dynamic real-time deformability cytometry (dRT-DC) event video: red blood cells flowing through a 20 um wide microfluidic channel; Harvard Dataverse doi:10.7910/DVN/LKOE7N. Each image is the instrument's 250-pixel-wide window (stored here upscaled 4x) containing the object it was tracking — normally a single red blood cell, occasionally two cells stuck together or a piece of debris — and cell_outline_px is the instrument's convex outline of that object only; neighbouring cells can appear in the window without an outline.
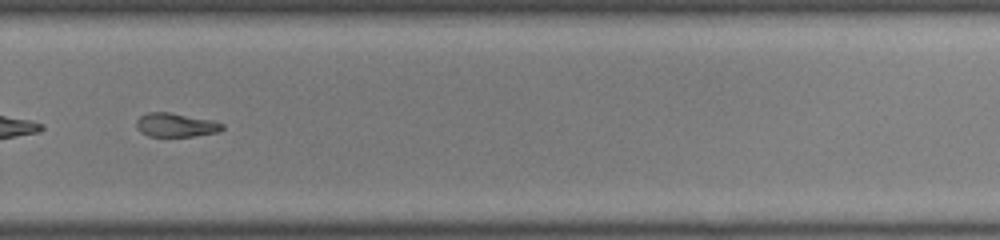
{"species": "common noctule bat (a hibernating species)", "species_latin": "Nyctalus noctula", "temperature_condition": "room temperature", "stored_images_in_passage": 31, "camera_frame_rate_fps": 3000, "um_per_image_px": 0.085, "animal": {"sex": "male", "body_mass_g": 19.0, "forearm_length_mm": 50.8}, "frame": {"image": 1, "passage_image": 18, "time_ms": 5.667, "image_size_px": [1000, 240], "cell_outline_px": [[224, 128], [220, 132], [192, 136], [148, 136], [140, 132], [136, 128], [136, 120], [140, 116], [148, 112], [168, 112], [212, 120], [224, 124]], "centroid_in_image_um": [14.93, 10.63], "position_along_channel_um": 314.9, "area_um2": 11.96}}